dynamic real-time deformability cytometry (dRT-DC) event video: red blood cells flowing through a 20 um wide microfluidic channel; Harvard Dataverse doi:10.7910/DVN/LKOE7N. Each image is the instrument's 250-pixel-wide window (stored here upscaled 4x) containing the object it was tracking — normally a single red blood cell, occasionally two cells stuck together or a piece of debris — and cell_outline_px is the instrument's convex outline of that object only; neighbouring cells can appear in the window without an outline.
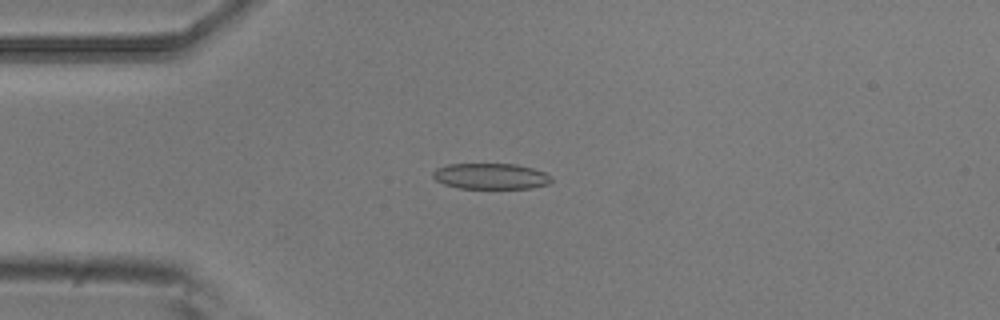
{"species": "common noctule bat (a hibernating species)", "species_latin": "Nyctalus noctula", "temperature_condition": "room temperature", "stored_images_in_passage": 5, "camera_frame_rate_fps": 3000, "um_per_image_px": 0.085, "animal": {"sex": "male", "body_mass_g": 20.5, "forearm_length_mm": 52.5}, "frame": {"image": 1, "passage_image": 3, "time_ms": 0.667, "image_size_px": [1000, 320], "cell_outline_px": [[552, 180], [548, 184], [532, 188], [460, 188], [444, 184], [436, 180], [432, 176], [432, 172], [436, 168], [448, 164], [516, 164], [532, 168], [544, 172], [552, 176]], "centroid_in_image_um": [41.71, 14.97], "position_along_channel_um": 43.3, "area_um2": 17.86}}
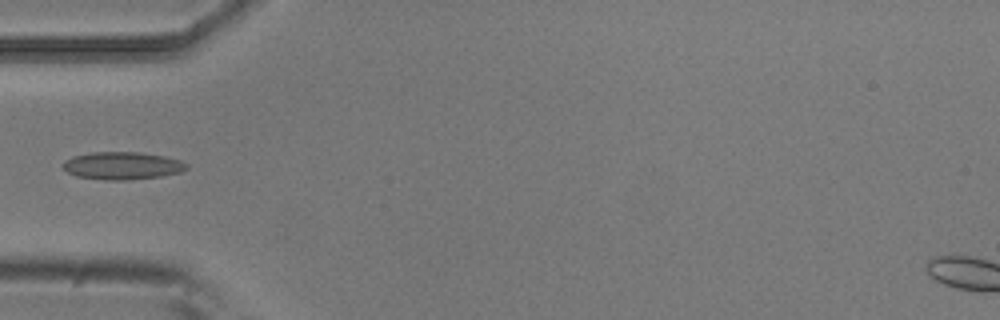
{"frame": {"image": 2, "passage_image": 4, "time_ms": 1.0, "image_size_px": [1000, 320], "cell_outline_px": [[188, 168], [180, 172], [160, 176], [128, 180], [104, 180], [76, 176], [68, 172], [60, 164], [64, 160], [72, 156], [92, 152], [136, 152], [164, 156], [180, 160], [188, 164]], "centroid_in_image_um": [10.36, 14.08], "position_along_channel_um": 74.6, "area_um2": 19.94}}
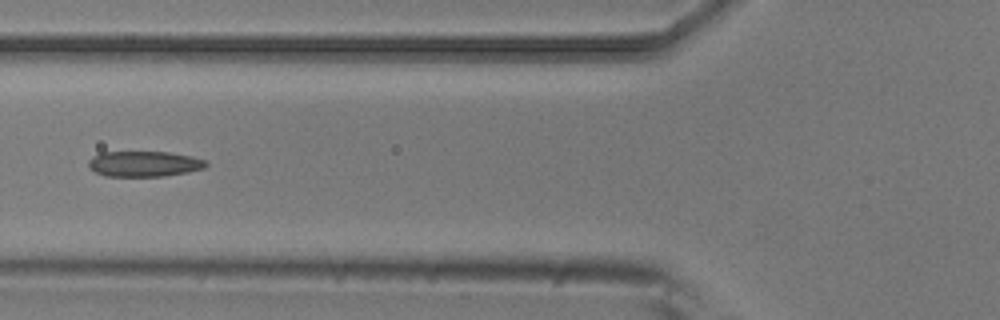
{"frame": {"image": 3, "passage_image": 5, "time_ms": 1.333, "image_size_px": [1000, 320], "cell_outline_px": [[208, 164], [204, 168], [188, 172], [164, 176], [104, 176], [88, 168], [88, 160], [92, 156], [100, 152], [168, 152], [192, 156], [204, 160]], "centroid_in_image_um": [12.21, 13.93], "position_along_channel_um": 113.6, "area_um2": 17.57}}